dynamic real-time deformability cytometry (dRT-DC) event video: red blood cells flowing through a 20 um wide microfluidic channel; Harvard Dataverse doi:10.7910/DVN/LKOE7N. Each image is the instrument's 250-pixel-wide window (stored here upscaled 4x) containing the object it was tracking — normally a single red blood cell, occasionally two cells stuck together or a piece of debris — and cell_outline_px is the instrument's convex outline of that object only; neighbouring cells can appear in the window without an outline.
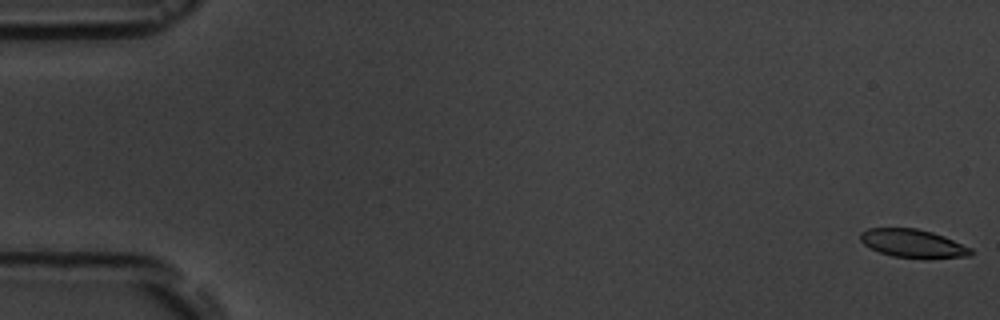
{"species": "common noctule bat (a hibernating species)", "species_latin": "Nyctalus noctula", "temperature_condition": "room temperature", "stored_images_in_passage": 5, "camera_frame_rate_fps": 3000, "um_per_image_px": 0.085, "animal": {"sex": "male", "body_mass_g": 19.5, "forearm_length_mm": 54.6}, "frame": {"image": 1, "passage_image": 1, "time_ms": 0.0, "image_size_px": [1000, 320], "cell_outline_px": [[972, 252], [968, 256], [892, 256], [880, 252], [864, 244], [860, 240], [860, 232], [868, 228], [916, 228], [932, 232], [944, 236], [972, 248]], "centroid_in_image_um": [77.54, 20.64], "position_along_channel_um": 7.5, "area_um2": 17.4}}
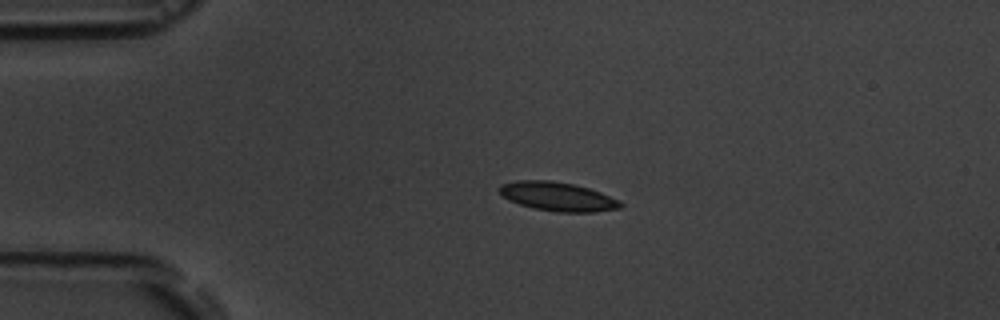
{"frame": {"image": 2, "passage_image": 4, "time_ms": 4.0, "image_size_px": [1000, 320], "cell_outline_px": [[624, 204], [620, 208], [596, 212], [556, 212], [536, 208], [520, 204], [508, 200], [496, 188], [500, 184], [516, 180], [552, 180], [572, 184], [588, 188], [600, 192], [620, 200]], "centroid_in_image_um": [47.4, 16.7], "position_along_channel_um": 37.6, "area_um2": 20.46}}